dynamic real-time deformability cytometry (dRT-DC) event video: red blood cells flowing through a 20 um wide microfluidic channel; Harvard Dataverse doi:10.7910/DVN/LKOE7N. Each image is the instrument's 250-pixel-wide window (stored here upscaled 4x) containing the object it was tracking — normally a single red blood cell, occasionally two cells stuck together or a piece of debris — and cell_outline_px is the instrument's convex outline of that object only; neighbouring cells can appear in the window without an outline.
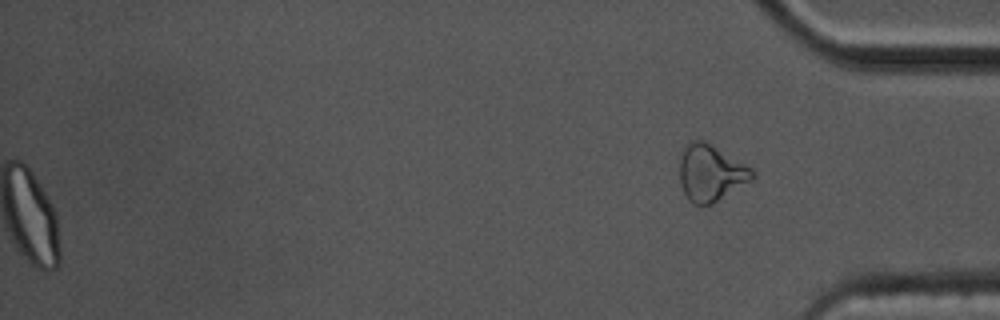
{"species": "common noctule bat (a hibernating species)", "species_latin": "Nyctalus noctula", "temperature_condition": "cold", "stored_images_in_passage": 61, "segment_of_instrument_passage": [2, 2], "camera_frame_rate_fps": 3000, "um_per_image_px": 0.085, "animal": {"sex": "male", "body_mass_g": 17.5, "forearm_length_mm": 52.3}, "frame": {"image": 1, "passage_image": 61, "time_ms": 20.0, "image_size_px": [1000, 320], "cell_outline_px": [[756, 172], [752, 180], [712, 204], [704, 208], [700, 208], [692, 204], [688, 200], [680, 184], [680, 148], [688, 140], [704, 140], [752, 168]], "centroid_in_image_um": [60.37, 14.71], "position_along_channel_um": 374.8, "area_um2": 24.51}}